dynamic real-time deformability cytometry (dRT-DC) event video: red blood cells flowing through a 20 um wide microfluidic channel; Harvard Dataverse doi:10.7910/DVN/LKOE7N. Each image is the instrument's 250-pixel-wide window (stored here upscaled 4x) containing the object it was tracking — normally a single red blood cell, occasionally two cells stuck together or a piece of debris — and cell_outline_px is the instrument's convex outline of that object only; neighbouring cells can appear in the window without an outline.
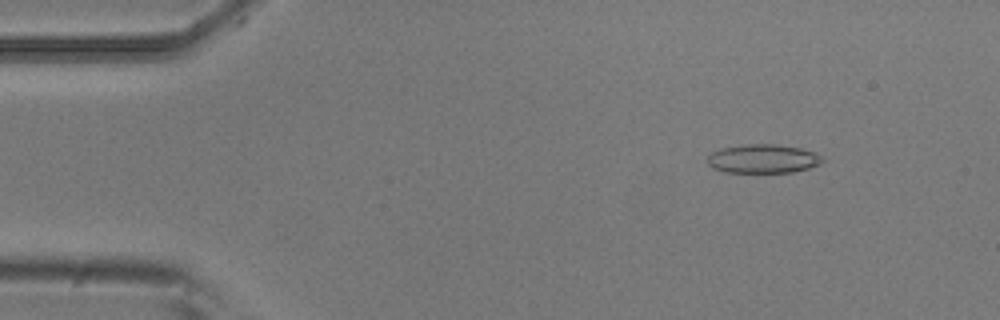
{"species": "common noctule bat (a hibernating species)", "species_latin": "Nyctalus noctula", "temperature_condition": "room temperature", "stored_images_in_passage": 4, "camera_frame_rate_fps": 3000, "um_per_image_px": 0.085, "animal": {"sex": "male", "body_mass_g": 20.5, "forearm_length_mm": 52.5}, "frame": {"image": 1, "passage_image": 2, "time_ms": 0.333, "image_size_px": [1000, 320], "cell_outline_px": [[824, 160], [820, 164], [808, 168], [792, 172], [724, 172], [712, 168], [708, 164], [708, 156], [712, 152], [720, 148], [744, 144], [776, 144], [800, 148], [812, 152], [820, 156]], "centroid_in_image_um": [64.82, 13.49], "position_along_channel_um": 20.2, "area_um2": 19.25}}